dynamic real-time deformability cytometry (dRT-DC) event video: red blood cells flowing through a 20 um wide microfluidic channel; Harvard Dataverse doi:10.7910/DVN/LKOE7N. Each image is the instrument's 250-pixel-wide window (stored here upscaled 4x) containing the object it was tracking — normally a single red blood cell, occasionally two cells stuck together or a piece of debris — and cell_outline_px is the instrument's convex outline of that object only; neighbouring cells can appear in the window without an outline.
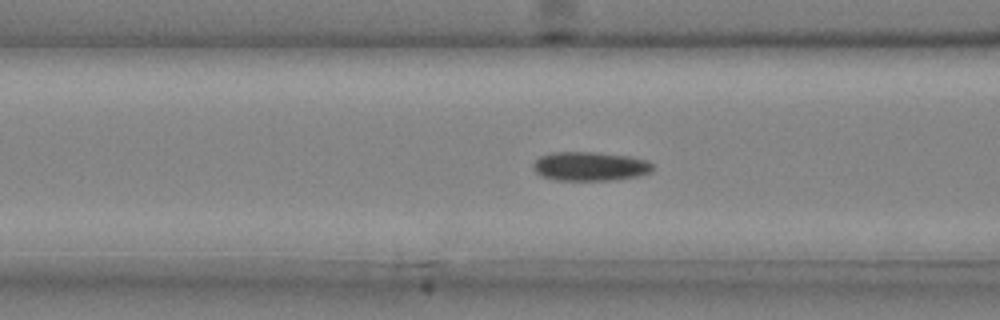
{"species": "common noctule bat (a hibernating species)", "species_latin": "Nyctalus noctula", "temperature_condition": "cold", "stored_images_in_passage": 32, "camera_frame_rate_fps": 3000, "um_per_image_px": 0.085, "animal": {"sex": "male", "body_mass_g": 20.4}, "frame": {"image": 1, "passage_image": 9, "time_ms": 2.667, "image_size_px": [1000, 320], "cell_outline_px": [[652, 172], [636, 176], [616, 180], [556, 180], [540, 176], [532, 168], [532, 164], [540, 156], [552, 152], [596, 152], [628, 156], [648, 160], [652, 164]], "centroid_in_image_um": [50.13, 14.13], "position_along_channel_um": 116.5, "area_um2": 20.35}}
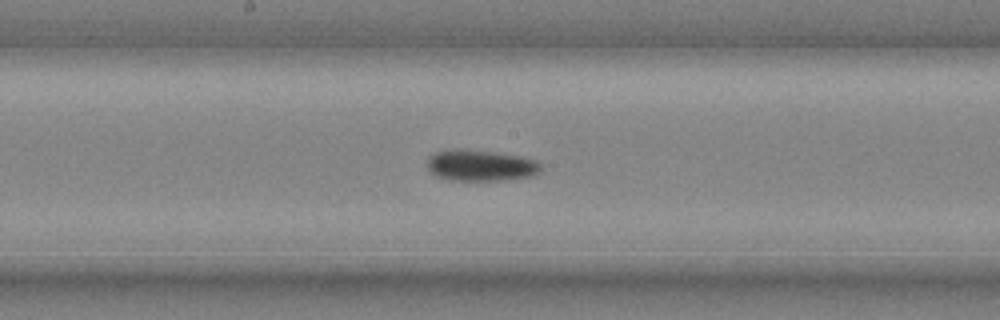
{"frame": {"image": 2, "passage_image": 15, "time_ms": 4.667, "image_size_px": [1000, 320], "cell_outline_px": [[544, 164], [540, 172], [532, 176], [504, 180], [448, 180], [436, 176], [428, 168], [428, 156], [436, 152], [492, 152], [520, 156], [536, 160]], "centroid_in_image_um": [40.96, 14.11], "position_along_channel_um": 207.2, "area_um2": 19.94}}
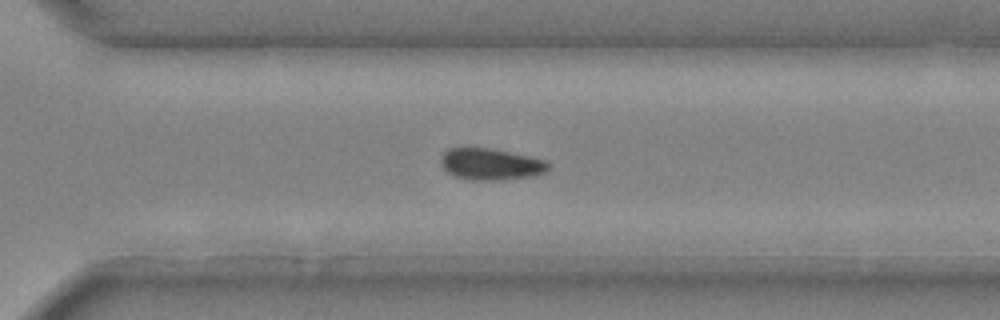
{"frame": {"image": 3, "passage_image": 23, "time_ms": 7.333, "image_size_px": [1000, 320], "cell_outline_px": [[552, 164], [548, 172], [536, 176], [500, 180], [472, 180], [456, 176], [448, 172], [440, 164], [440, 156], [448, 148], [488, 148], [548, 160]], "centroid_in_image_um": [41.77, 13.96], "position_along_channel_um": 328.8, "area_um2": 20.0}}